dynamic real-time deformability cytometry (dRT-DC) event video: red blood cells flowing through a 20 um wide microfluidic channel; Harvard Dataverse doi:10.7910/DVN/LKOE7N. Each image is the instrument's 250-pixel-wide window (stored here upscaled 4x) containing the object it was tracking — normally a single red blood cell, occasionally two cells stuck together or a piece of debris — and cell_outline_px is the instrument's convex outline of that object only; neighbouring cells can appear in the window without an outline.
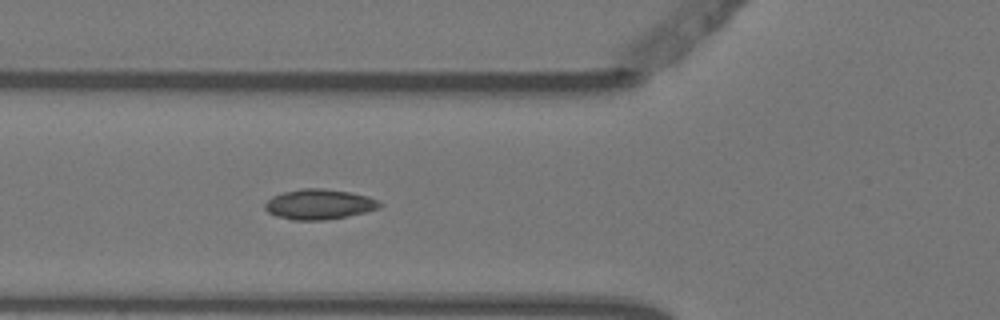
{"species": "Egyptian fruit bat (a non-hibernating species)", "species_latin": "Rousettus aegyptiacus", "temperature_condition": "warm", "stored_images_in_passage": 6, "camera_frame_rate_fps": 3000, "um_per_image_px": 0.085, "animal": {"sex": "female"}, "frame": {"image": 1, "passage_image": 6, "time_ms": 1.667, "image_size_px": [1000, 320], "cell_outline_px": [[384, 204], [380, 208], [348, 216], [324, 220], [292, 220], [276, 216], [268, 212], [264, 208], [264, 204], [272, 196], [284, 192], [300, 188], [320, 188], [348, 192], [368, 196], [380, 200]], "centroid_in_image_um": [27.14, 17.36], "position_along_channel_um": 98.7, "area_um2": 20.29}}